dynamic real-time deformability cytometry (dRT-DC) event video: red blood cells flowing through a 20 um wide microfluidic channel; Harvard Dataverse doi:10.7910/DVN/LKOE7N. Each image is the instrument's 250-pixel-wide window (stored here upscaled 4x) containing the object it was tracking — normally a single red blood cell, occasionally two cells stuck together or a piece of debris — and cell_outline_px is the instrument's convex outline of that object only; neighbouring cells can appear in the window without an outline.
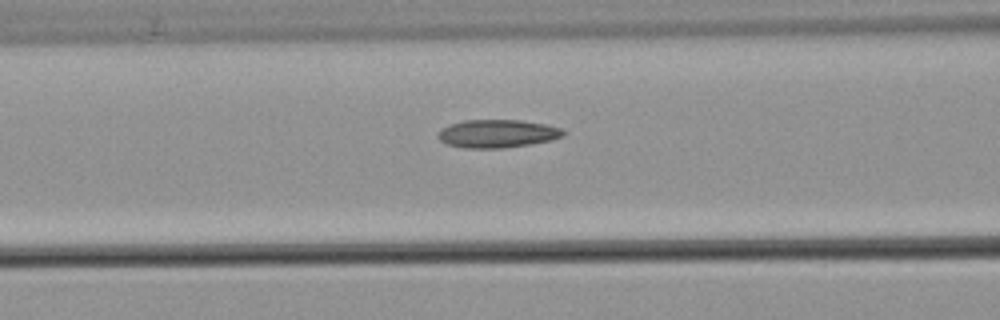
{"species": "common noctule bat (a hibernating species)", "species_latin": "Nyctalus noctula", "temperature_condition": "warm", "stored_images_in_passage": 5, "camera_frame_rate_fps": 3000, "um_per_image_px": 0.085, "animal": {"sex": "male", "body_mass_g": 21.5, "forearm_length_mm": 52.0}, "frame": {"image": 1, "passage_image": 5, "time_ms": 6.333, "image_size_px": [1000, 320], "cell_outline_px": [[568, 132], [564, 136], [552, 140], [532, 144], [504, 148], [464, 148], [444, 144], [436, 136], [440, 128], [448, 124], [464, 120], [520, 120], [548, 124], [560, 128]], "centroid_in_image_um": [42.27, 11.36], "position_along_channel_um": 124.3, "area_um2": 20.98}}